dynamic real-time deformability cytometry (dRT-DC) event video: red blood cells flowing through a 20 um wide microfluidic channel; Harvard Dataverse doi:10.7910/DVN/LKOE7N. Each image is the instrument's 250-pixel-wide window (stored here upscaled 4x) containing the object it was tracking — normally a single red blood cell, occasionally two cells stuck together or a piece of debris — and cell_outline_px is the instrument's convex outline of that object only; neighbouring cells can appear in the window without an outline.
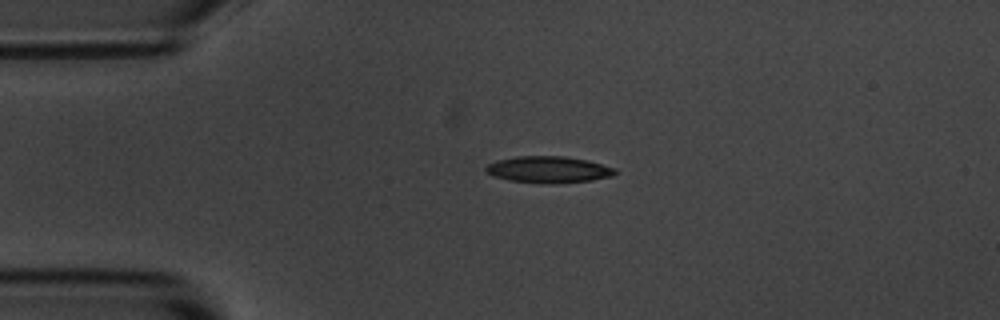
{"species": "common noctule bat (a hibernating species)", "species_latin": "Nyctalus noctula", "temperature_condition": "room temperature", "stored_images_in_passage": 4, "camera_frame_rate_fps": 3000, "um_per_image_px": 0.085, "animal": {"sex": "male", "body_mass_g": 20.1, "forearm_length_mm": 53.5}, "frame": {"image": 1, "passage_image": 4, "time_ms": 4.667, "image_size_px": [1000, 320], "cell_outline_px": [[616, 172], [612, 176], [592, 180], [552, 184], [508, 180], [492, 176], [484, 168], [488, 164], [500, 160], [516, 156], [564, 156], [588, 160], [616, 168]], "centroid_in_image_um": [46.64, 14.41], "position_along_channel_um": 38.4, "area_um2": 19.94}}